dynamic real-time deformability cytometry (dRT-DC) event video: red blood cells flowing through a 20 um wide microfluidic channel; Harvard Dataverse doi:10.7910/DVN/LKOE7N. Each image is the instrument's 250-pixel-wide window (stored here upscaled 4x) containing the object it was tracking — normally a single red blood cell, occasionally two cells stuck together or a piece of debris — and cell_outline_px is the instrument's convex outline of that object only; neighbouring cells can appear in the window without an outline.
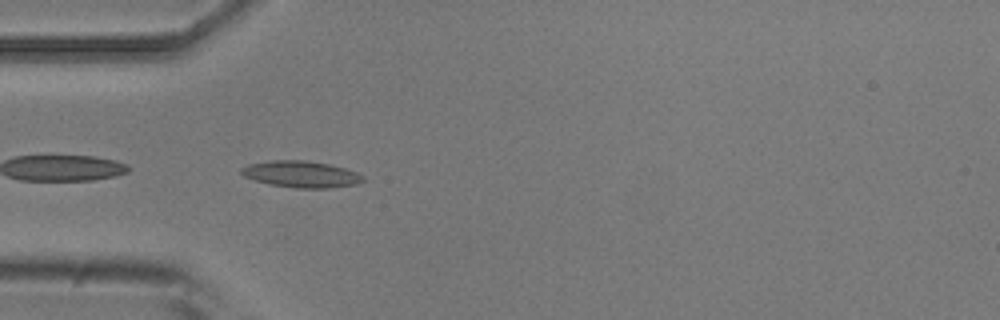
{"species": "common noctule bat (a hibernating species)", "species_latin": "Nyctalus noctula", "temperature_condition": "room temperature", "stored_images_in_passage": 37, "camera_frame_rate_fps": 3000, "um_per_image_px": 0.085, "animal": {"sex": "male", "body_mass_g": 20.5, "forearm_length_mm": 52.5}, "frame": {"image": 1, "passage_image": 1, "time_ms": 0.0, "image_size_px": [1000, 320], "cell_outline_px": [[364, 180], [360, 184], [328, 188], [296, 188], [268, 184], [244, 176], [240, 172], [240, 168], [248, 164], [272, 160], [304, 160], [328, 164], [344, 168], [356, 172], [364, 176]], "centroid_in_image_um": [25.6, 14.81], "position_along_channel_um": 59.4, "area_um2": 18.84}}
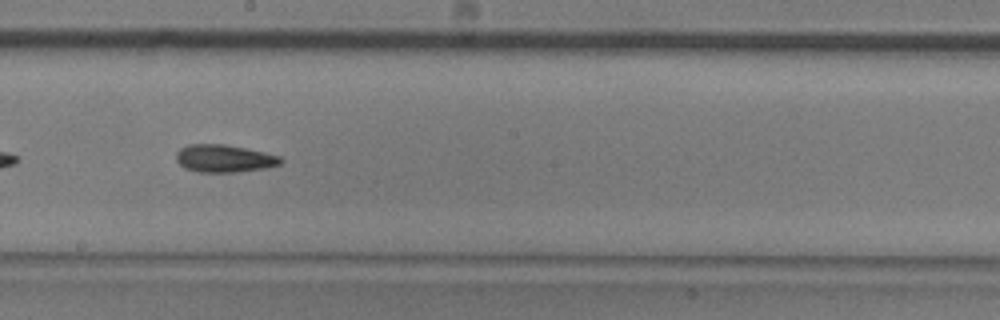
{"frame": {"image": 2, "passage_image": 14, "time_ms": 4.333, "image_size_px": [1000, 320], "cell_outline_px": [[284, 160], [280, 164], [268, 168], [236, 172], [196, 172], [184, 168], [176, 160], [176, 152], [180, 148], [188, 144], [224, 144], [264, 152], [280, 156]], "centroid_in_image_um": [19.05, 13.47], "position_along_channel_um": 229.2, "area_um2": 16.94}}
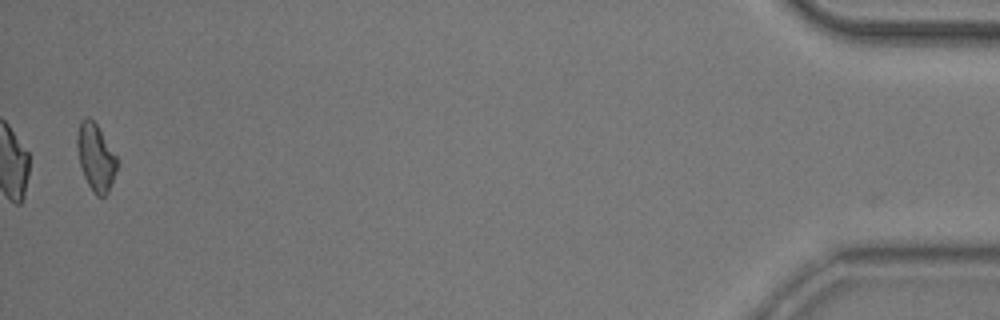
{"frame": {"image": 3, "passage_image": 36, "time_ms": 11.667, "image_size_px": [1000, 320], "cell_outline_px": [[116, 172], [112, 184], [108, 192], [104, 196], [96, 196], [92, 192], [84, 176], [80, 164], [76, 144], [76, 136], [80, 120], [88, 116], [96, 124], [116, 156]], "centroid_in_image_um": [8.11, 13.38], "position_along_channel_um": 427.1, "area_um2": 15.43}, "authors_computed_cell_mechanics": {"area_um2": 15.895, "velocity_mm_per_s": 3.9514, "shape_relaxation_time_tau1_ms": 5.848, "shape_relaxation_time_tau2_ms": 4.9159, "deformation_change_tau1": 0.1402, "deformation_change_tau2": 0.1281}}